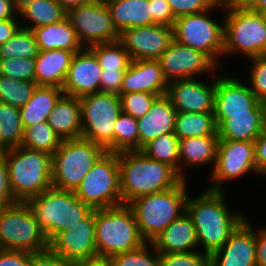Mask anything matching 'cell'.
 I'll return each instance as SVG.
<instances>
[{
    "label": "cell",
    "mask_w": 266,
    "mask_h": 266,
    "mask_svg": "<svg viewBox=\"0 0 266 266\" xmlns=\"http://www.w3.org/2000/svg\"><path fill=\"white\" fill-rule=\"evenodd\" d=\"M0 155L6 161L10 188L17 202H26L52 187V155L22 146Z\"/></svg>",
    "instance_id": "obj_3"
},
{
    "label": "cell",
    "mask_w": 266,
    "mask_h": 266,
    "mask_svg": "<svg viewBox=\"0 0 266 266\" xmlns=\"http://www.w3.org/2000/svg\"><path fill=\"white\" fill-rule=\"evenodd\" d=\"M17 15L18 6L12 0H0V20L16 19Z\"/></svg>",
    "instance_id": "obj_55"
},
{
    "label": "cell",
    "mask_w": 266,
    "mask_h": 266,
    "mask_svg": "<svg viewBox=\"0 0 266 266\" xmlns=\"http://www.w3.org/2000/svg\"><path fill=\"white\" fill-rule=\"evenodd\" d=\"M18 15L31 23L30 26L25 25L23 28L32 30L63 20L67 16V11L57 0H25L18 7Z\"/></svg>",
    "instance_id": "obj_32"
},
{
    "label": "cell",
    "mask_w": 266,
    "mask_h": 266,
    "mask_svg": "<svg viewBox=\"0 0 266 266\" xmlns=\"http://www.w3.org/2000/svg\"><path fill=\"white\" fill-rule=\"evenodd\" d=\"M73 52L68 50L39 51L35 57V83L37 86L62 88Z\"/></svg>",
    "instance_id": "obj_26"
},
{
    "label": "cell",
    "mask_w": 266,
    "mask_h": 266,
    "mask_svg": "<svg viewBox=\"0 0 266 266\" xmlns=\"http://www.w3.org/2000/svg\"><path fill=\"white\" fill-rule=\"evenodd\" d=\"M254 151V141L219 139L215 166L211 170L213 184L207 189L223 191L225 182L251 171L257 174Z\"/></svg>",
    "instance_id": "obj_14"
},
{
    "label": "cell",
    "mask_w": 266,
    "mask_h": 266,
    "mask_svg": "<svg viewBox=\"0 0 266 266\" xmlns=\"http://www.w3.org/2000/svg\"><path fill=\"white\" fill-rule=\"evenodd\" d=\"M123 204L177 186L183 178L170 165L155 161L141 150L118 153Z\"/></svg>",
    "instance_id": "obj_2"
},
{
    "label": "cell",
    "mask_w": 266,
    "mask_h": 266,
    "mask_svg": "<svg viewBox=\"0 0 266 266\" xmlns=\"http://www.w3.org/2000/svg\"><path fill=\"white\" fill-rule=\"evenodd\" d=\"M30 266H74L49 248L31 253Z\"/></svg>",
    "instance_id": "obj_50"
},
{
    "label": "cell",
    "mask_w": 266,
    "mask_h": 266,
    "mask_svg": "<svg viewBox=\"0 0 266 266\" xmlns=\"http://www.w3.org/2000/svg\"><path fill=\"white\" fill-rule=\"evenodd\" d=\"M167 81L191 79L214 71L217 65L203 52L173 40L157 59Z\"/></svg>",
    "instance_id": "obj_17"
},
{
    "label": "cell",
    "mask_w": 266,
    "mask_h": 266,
    "mask_svg": "<svg viewBox=\"0 0 266 266\" xmlns=\"http://www.w3.org/2000/svg\"><path fill=\"white\" fill-rule=\"evenodd\" d=\"M125 71L126 70H102L100 92L120 95Z\"/></svg>",
    "instance_id": "obj_48"
},
{
    "label": "cell",
    "mask_w": 266,
    "mask_h": 266,
    "mask_svg": "<svg viewBox=\"0 0 266 266\" xmlns=\"http://www.w3.org/2000/svg\"><path fill=\"white\" fill-rule=\"evenodd\" d=\"M105 3L119 34L129 28L152 25L149 0H105Z\"/></svg>",
    "instance_id": "obj_27"
},
{
    "label": "cell",
    "mask_w": 266,
    "mask_h": 266,
    "mask_svg": "<svg viewBox=\"0 0 266 266\" xmlns=\"http://www.w3.org/2000/svg\"><path fill=\"white\" fill-rule=\"evenodd\" d=\"M48 248L72 264L98 257L95 242V210L71 229L54 235L48 241Z\"/></svg>",
    "instance_id": "obj_15"
},
{
    "label": "cell",
    "mask_w": 266,
    "mask_h": 266,
    "mask_svg": "<svg viewBox=\"0 0 266 266\" xmlns=\"http://www.w3.org/2000/svg\"><path fill=\"white\" fill-rule=\"evenodd\" d=\"M187 180L161 192L130 201L141 236L151 243L170 223L186 212Z\"/></svg>",
    "instance_id": "obj_4"
},
{
    "label": "cell",
    "mask_w": 266,
    "mask_h": 266,
    "mask_svg": "<svg viewBox=\"0 0 266 266\" xmlns=\"http://www.w3.org/2000/svg\"><path fill=\"white\" fill-rule=\"evenodd\" d=\"M18 7L25 1V0H12Z\"/></svg>",
    "instance_id": "obj_60"
},
{
    "label": "cell",
    "mask_w": 266,
    "mask_h": 266,
    "mask_svg": "<svg viewBox=\"0 0 266 266\" xmlns=\"http://www.w3.org/2000/svg\"><path fill=\"white\" fill-rule=\"evenodd\" d=\"M152 9V25L162 24L173 27L175 17L167 0H149Z\"/></svg>",
    "instance_id": "obj_47"
},
{
    "label": "cell",
    "mask_w": 266,
    "mask_h": 266,
    "mask_svg": "<svg viewBox=\"0 0 266 266\" xmlns=\"http://www.w3.org/2000/svg\"><path fill=\"white\" fill-rule=\"evenodd\" d=\"M139 150L137 119L121 113L114 124V153Z\"/></svg>",
    "instance_id": "obj_39"
},
{
    "label": "cell",
    "mask_w": 266,
    "mask_h": 266,
    "mask_svg": "<svg viewBox=\"0 0 266 266\" xmlns=\"http://www.w3.org/2000/svg\"><path fill=\"white\" fill-rule=\"evenodd\" d=\"M1 154L13 147L21 146L24 128L19 108L0 102Z\"/></svg>",
    "instance_id": "obj_35"
},
{
    "label": "cell",
    "mask_w": 266,
    "mask_h": 266,
    "mask_svg": "<svg viewBox=\"0 0 266 266\" xmlns=\"http://www.w3.org/2000/svg\"><path fill=\"white\" fill-rule=\"evenodd\" d=\"M74 266H113L110 258L96 257L93 259L83 260L73 264Z\"/></svg>",
    "instance_id": "obj_57"
},
{
    "label": "cell",
    "mask_w": 266,
    "mask_h": 266,
    "mask_svg": "<svg viewBox=\"0 0 266 266\" xmlns=\"http://www.w3.org/2000/svg\"><path fill=\"white\" fill-rule=\"evenodd\" d=\"M218 142L217 132L214 135L179 139V175L184 180L186 179L184 171L181 170L183 164L194 167L213 163L212 167L214 168Z\"/></svg>",
    "instance_id": "obj_30"
},
{
    "label": "cell",
    "mask_w": 266,
    "mask_h": 266,
    "mask_svg": "<svg viewBox=\"0 0 266 266\" xmlns=\"http://www.w3.org/2000/svg\"><path fill=\"white\" fill-rule=\"evenodd\" d=\"M83 47L119 41L105 0H93L67 11L66 16Z\"/></svg>",
    "instance_id": "obj_13"
},
{
    "label": "cell",
    "mask_w": 266,
    "mask_h": 266,
    "mask_svg": "<svg viewBox=\"0 0 266 266\" xmlns=\"http://www.w3.org/2000/svg\"><path fill=\"white\" fill-rule=\"evenodd\" d=\"M214 114L248 113L259 100L250 87L234 77L217 76Z\"/></svg>",
    "instance_id": "obj_21"
},
{
    "label": "cell",
    "mask_w": 266,
    "mask_h": 266,
    "mask_svg": "<svg viewBox=\"0 0 266 266\" xmlns=\"http://www.w3.org/2000/svg\"><path fill=\"white\" fill-rule=\"evenodd\" d=\"M224 9V0H218L209 10L177 17L173 25V39L206 54L216 65L223 55L224 23L208 17L214 9Z\"/></svg>",
    "instance_id": "obj_9"
},
{
    "label": "cell",
    "mask_w": 266,
    "mask_h": 266,
    "mask_svg": "<svg viewBox=\"0 0 266 266\" xmlns=\"http://www.w3.org/2000/svg\"><path fill=\"white\" fill-rule=\"evenodd\" d=\"M224 191L207 189L195 198L187 197L186 212L196 228L198 246L211 255L229 239L231 233L246 218L241 212H230Z\"/></svg>",
    "instance_id": "obj_1"
},
{
    "label": "cell",
    "mask_w": 266,
    "mask_h": 266,
    "mask_svg": "<svg viewBox=\"0 0 266 266\" xmlns=\"http://www.w3.org/2000/svg\"><path fill=\"white\" fill-rule=\"evenodd\" d=\"M0 249L30 253L48 249V240L26 202L0 211Z\"/></svg>",
    "instance_id": "obj_12"
},
{
    "label": "cell",
    "mask_w": 266,
    "mask_h": 266,
    "mask_svg": "<svg viewBox=\"0 0 266 266\" xmlns=\"http://www.w3.org/2000/svg\"><path fill=\"white\" fill-rule=\"evenodd\" d=\"M0 75L15 80L35 82V58L0 60Z\"/></svg>",
    "instance_id": "obj_42"
},
{
    "label": "cell",
    "mask_w": 266,
    "mask_h": 266,
    "mask_svg": "<svg viewBox=\"0 0 266 266\" xmlns=\"http://www.w3.org/2000/svg\"><path fill=\"white\" fill-rule=\"evenodd\" d=\"M37 84L0 75V102L21 108L31 98Z\"/></svg>",
    "instance_id": "obj_40"
},
{
    "label": "cell",
    "mask_w": 266,
    "mask_h": 266,
    "mask_svg": "<svg viewBox=\"0 0 266 266\" xmlns=\"http://www.w3.org/2000/svg\"><path fill=\"white\" fill-rule=\"evenodd\" d=\"M26 203L48 241L57 233L71 229L93 211L74 191L54 187L30 198Z\"/></svg>",
    "instance_id": "obj_7"
},
{
    "label": "cell",
    "mask_w": 266,
    "mask_h": 266,
    "mask_svg": "<svg viewBox=\"0 0 266 266\" xmlns=\"http://www.w3.org/2000/svg\"><path fill=\"white\" fill-rule=\"evenodd\" d=\"M47 122L62 140L82 137L79 98L63 94L49 114Z\"/></svg>",
    "instance_id": "obj_28"
},
{
    "label": "cell",
    "mask_w": 266,
    "mask_h": 266,
    "mask_svg": "<svg viewBox=\"0 0 266 266\" xmlns=\"http://www.w3.org/2000/svg\"><path fill=\"white\" fill-rule=\"evenodd\" d=\"M106 149L82 137L65 139L52 155V187L75 191Z\"/></svg>",
    "instance_id": "obj_8"
},
{
    "label": "cell",
    "mask_w": 266,
    "mask_h": 266,
    "mask_svg": "<svg viewBox=\"0 0 266 266\" xmlns=\"http://www.w3.org/2000/svg\"><path fill=\"white\" fill-rule=\"evenodd\" d=\"M210 266H257L255 229L247 218L224 245L210 255Z\"/></svg>",
    "instance_id": "obj_19"
},
{
    "label": "cell",
    "mask_w": 266,
    "mask_h": 266,
    "mask_svg": "<svg viewBox=\"0 0 266 266\" xmlns=\"http://www.w3.org/2000/svg\"><path fill=\"white\" fill-rule=\"evenodd\" d=\"M223 12H226L223 22V56L236 51L248 59L266 55V19L264 15L246 9L236 0H224Z\"/></svg>",
    "instance_id": "obj_6"
},
{
    "label": "cell",
    "mask_w": 266,
    "mask_h": 266,
    "mask_svg": "<svg viewBox=\"0 0 266 266\" xmlns=\"http://www.w3.org/2000/svg\"><path fill=\"white\" fill-rule=\"evenodd\" d=\"M214 118L219 139L254 141L263 132L261 101L248 113L214 114Z\"/></svg>",
    "instance_id": "obj_22"
},
{
    "label": "cell",
    "mask_w": 266,
    "mask_h": 266,
    "mask_svg": "<svg viewBox=\"0 0 266 266\" xmlns=\"http://www.w3.org/2000/svg\"><path fill=\"white\" fill-rule=\"evenodd\" d=\"M211 82L208 85L196 78L172 80L166 95L177 112H214L216 79Z\"/></svg>",
    "instance_id": "obj_18"
},
{
    "label": "cell",
    "mask_w": 266,
    "mask_h": 266,
    "mask_svg": "<svg viewBox=\"0 0 266 266\" xmlns=\"http://www.w3.org/2000/svg\"><path fill=\"white\" fill-rule=\"evenodd\" d=\"M256 239V264L266 266V227L255 230Z\"/></svg>",
    "instance_id": "obj_53"
},
{
    "label": "cell",
    "mask_w": 266,
    "mask_h": 266,
    "mask_svg": "<svg viewBox=\"0 0 266 266\" xmlns=\"http://www.w3.org/2000/svg\"><path fill=\"white\" fill-rule=\"evenodd\" d=\"M102 68L94 53L84 47L71 60L62 89L63 93L76 98L100 92Z\"/></svg>",
    "instance_id": "obj_20"
},
{
    "label": "cell",
    "mask_w": 266,
    "mask_h": 266,
    "mask_svg": "<svg viewBox=\"0 0 266 266\" xmlns=\"http://www.w3.org/2000/svg\"><path fill=\"white\" fill-rule=\"evenodd\" d=\"M95 242L98 257L111 258L147 243L127 204L95 210Z\"/></svg>",
    "instance_id": "obj_5"
},
{
    "label": "cell",
    "mask_w": 266,
    "mask_h": 266,
    "mask_svg": "<svg viewBox=\"0 0 266 266\" xmlns=\"http://www.w3.org/2000/svg\"><path fill=\"white\" fill-rule=\"evenodd\" d=\"M17 203L9 184L8 167L5 159L0 155V211Z\"/></svg>",
    "instance_id": "obj_49"
},
{
    "label": "cell",
    "mask_w": 266,
    "mask_h": 266,
    "mask_svg": "<svg viewBox=\"0 0 266 266\" xmlns=\"http://www.w3.org/2000/svg\"><path fill=\"white\" fill-rule=\"evenodd\" d=\"M122 112L139 119L148 113L158 95L149 92L121 93L119 95Z\"/></svg>",
    "instance_id": "obj_43"
},
{
    "label": "cell",
    "mask_w": 266,
    "mask_h": 266,
    "mask_svg": "<svg viewBox=\"0 0 266 266\" xmlns=\"http://www.w3.org/2000/svg\"><path fill=\"white\" fill-rule=\"evenodd\" d=\"M173 40V28L162 24L133 27L119 34L132 60H157Z\"/></svg>",
    "instance_id": "obj_16"
},
{
    "label": "cell",
    "mask_w": 266,
    "mask_h": 266,
    "mask_svg": "<svg viewBox=\"0 0 266 266\" xmlns=\"http://www.w3.org/2000/svg\"><path fill=\"white\" fill-rule=\"evenodd\" d=\"M30 252L0 249V266H30Z\"/></svg>",
    "instance_id": "obj_51"
},
{
    "label": "cell",
    "mask_w": 266,
    "mask_h": 266,
    "mask_svg": "<svg viewBox=\"0 0 266 266\" xmlns=\"http://www.w3.org/2000/svg\"><path fill=\"white\" fill-rule=\"evenodd\" d=\"M1 127H0V154H1Z\"/></svg>",
    "instance_id": "obj_61"
},
{
    "label": "cell",
    "mask_w": 266,
    "mask_h": 266,
    "mask_svg": "<svg viewBox=\"0 0 266 266\" xmlns=\"http://www.w3.org/2000/svg\"><path fill=\"white\" fill-rule=\"evenodd\" d=\"M177 111L169 97L158 96L148 113L137 119L139 150L149 141L168 133H174Z\"/></svg>",
    "instance_id": "obj_24"
},
{
    "label": "cell",
    "mask_w": 266,
    "mask_h": 266,
    "mask_svg": "<svg viewBox=\"0 0 266 266\" xmlns=\"http://www.w3.org/2000/svg\"><path fill=\"white\" fill-rule=\"evenodd\" d=\"M82 138L114 153V124L122 113L120 97L113 93H94L79 98Z\"/></svg>",
    "instance_id": "obj_11"
},
{
    "label": "cell",
    "mask_w": 266,
    "mask_h": 266,
    "mask_svg": "<svg viewBox=\"0 0 266 266\" xmlns=\"http://www.w3.org/2000/svg\"><path fill=\"white\" fill-rule=\"evenodd\" d=\"M148 244H150V247L152 245L153 253L150 252ZM110 259L113 262V266H161L159 253L152 243H145L138 249L117 254Z\"/></svg>",
    "instance_id": "obj_41"
},
{
    "label": "cell",
    "mask_w": 266,
    "mask_h": 266,
    "mask_svg": "<svg viewBox=\"0 0 266 266\" xmlns=\"http://www.w3.org/2000/svg\"><path fill=\"white\" fill-rule=\"evenodd\" d=\"M255 164L257 174L266 175V131H263L255 140Z\"/></svg>",
    "instance_id": "obj_52"
},
{
    "label": "cell",
    "mask_w": 266,
    "mask_h": 266,
    "mask_svg": "<svg viewBox=\"0 0 266 266\" xmlns=\"http://www.w3.org/2000/svg\"><path fill=\"white\" fill-rule=\"evenodd\" d=\"M141 151L155 161L170 165L179 174V139L174 133L164 134L149 141Z\"/></svg>",
    "instance_id": "obj_36"
},
{
    "label": "cell",
    "mask_w": 266,
    "mask_h": 266,
    "mask_svg": "<svg viewBox=\"0 0 266 266\" xmlns=\"http://www.w3.org/2000/svg\"><path fill=\"white\" fill-rule=\"evenodd\" d=\"M261 104H262L263 131H266V100L262 101Z\"/></svg>",
    "instance_id": "obj_59"
},
{
    "label": "cell",
    "mask_w": 266,
    "mask_h": 266,
    "mask_svg": "<svg viewBox=\"0 0 266 266\" xmlns=\"http://www.w3.org/2000/svg\"><path fill=\"white\" fill-rule=\"evenodd\" d=\"M174 17L190 15L209 10L218 0H167Z\"/></svg>",
    "instance_id": "obj_46"
},
{
    "label": "cell",
    "mask_w": 266,
    "mask_h": 266,
    "mask_svg": "<svg viewBox=\"0 0 266 266\" xmlns=\"http://www.w3.org/2000/svg\"><path fill=\"white\" fill-rule=\"evenodd\" d=\"M88 48L96 56L102 70H127L132 61L120 41L94 44Z\"/></svg>",
    "instance_id": "obj_37"
},
{
    "label": "cell",
    "mask_w": 266,
    "mask_h": 266,
    "mask_svg": "<svg viewBox=\"0 0 266 266\" xmlns=\"http://www.w3.org/2000/svg\"><path fill=\"white\" fill-rule=\"evenodd\" d=\"M74 193L93 210L122 205L118 153L105 152Z\"/></svg>",
    "instance_id": "obj_10"
},
{
    "label": "cell",
    "mask_w": 266,
    "mask_h": 266,
    "mask_svg": "<svg viewBox=\"0 0 266 266\" xmlns=\"http://www.w3.org/2000/svg\"><path fill=\"white\" fill-rule=\"evenodd\" d=\"M214 112H177L174 134L178 139L214 135Z\"/></svg>",
    "instance_id": "obj_33"
},
{
    "label": "cell",
    "mask_w": 266,
    "mask_h": 266,
    "mask_svg": "<svg viewBox=\"0 0 266 266\" xmlns=\"http://www.w3.org/2000/svg\"><path fill=\"white\" fill-rule=\"evenodd\" d=\"M61 137L52 129L47 121H43L24 129L22 147L46 152L50 155L60 147Z\"/></svg>",
    "instance_id": "obj_34"
},
{
    "label": "cell",
    "mask_w": 266,
    "mask_h": 266,
    "mask_svg": "<svg viewBox=\"0 0 266 266\" xmlns=\"http://www.w3.org/2000/svg\"><path fill=\"white\" fill-rule=\"evenodd\" d=\"M63 94V89L59 87L36 86L31 98L19 108L23 128L47 121L49 114Z\"/></svg>",
    "instance_id": "obj_31"
},
{
    "label": "cell",
    "mask_w": 266,
    "mask_h": 266,
    "mask_svg": "<svg viewBox=\"0 0 266 266\" xmlns=\"http://www.w3.org/2000/svg\"><path fill=\"white\" fill-rule=\"evenodd\" d=\"M248 10L258 13L266 12V0H236Z\"/></svg>",
    "instance_id": "obj_56"
},
{
    "label": "cell",
    "mask_w": 266,
    "mask_h": 266,
    "mask_svg": "<svg viewBox=\"0 0 266 266\" xmlns=\"http://www.w3.org/2000/svg\"><path fill=\"white\" fill-rule=\"evenodd\" d=\"M151 243L158 253L196 251L198 240L196 228L191 217L187 212H184L178 219L170 223Z\"/></svg>",
    "instance_id": "obj_25"
},
{
    "label": "cell",
    "mask_w": 266,
    "mask_h": 266,
    "mask_svg": "<svg viewBox=\"0 0 266 266\" xmlns=\"http://www.w3.org/2000/svg\"><path fill=\"white\" fill-rule=\"evenodd\" d=\"M251 64L250 83L251 91L259 101L266 100V55L249 58Z\"/></svg>",
    "instance_id": "obj_45"
},
{
    "label": "cell",
    "mask_w": 266,
    "mask_h": 266,
    "mask_svg": "<svg viewBox=\"0 0 266 266\" xmlns=\"http://www.w3.org/2000/svg\"><path fill=\"white\" fill-rule=\"evenodd\" d=\"M20 27L16 19L0 20V45L13 37Z\"/></svg>",
    "instance_id": "obj_54"
},
{
    "label": "cell",
    "mask_w": 266,
    "mask_h": 266,
    "mask_svg": "<svg viewBox=\"0 0 266 266\" xmlns=\"http://www.w3.org/2000/svg\"><path fill=\"white\" fill-rule=\"evenodd\" d=\"M60 5L66 10H70L72 8L78 7L80 5H84L90 3L93 0H57Z\"/></svg>",
    "instance_id": "obj_58"
},
{
    "label": "cell",
    "mask_w": 266,
    "mask_h": 266,
    "mask_svg": "<svg viewBox=\"0 0 266 266\" xmlns=\"http://www.w3.org/2000/svg\"><path fill=\"white\" fill-rule=\"evenodd\" d=\"M6 43L0 45V60L10 58H35L39 52L32 30L23 28Z\"/></svg>",
    "instance_id": "obj_38"
},
{
    "label": "cell",
    "mask_w": 266,
    "mask_h": 266,
    "mask_svg": "<svg viewBox=\"0 0 266 266\" xmlns=\"http://www.w3.org/2000/svg\"><path fill=\"white\" fill-rule=\"evenodd\" d=\"M32 32L39 51L60 49L75 54L84 48L67 17L50 25L36 27Z\"/></svg>",
    "instance_id": "obj_29"
},
{
    "label": "cell",
    "mask_w": 266,
    "mask_h": 266,
    "mask_svg": "<svg viewBox=\"0 0 266 266\" xmlns=\"http://www.w3.org/2000/svg\"><path fill=\"white\" fill-rule=\"evenodd\" d=\"M167 88L168 81L158 60H132L123 75L121 93L149 92L161 96Z\"/></svg>",
    "instance_id": "obj_23"
},
{
    "label": "cell",
    "mask_w": 266,
    "mask_h": 266,
    "mask_svg": "<svg viewBox=\"0 0 266 266\" xmlns=\"http://www.w3.org/2000/svg\"><path fill=\"white\" fill-rule=\"evenodd\" d=\"M161 266H210V255L204 252L159 253Z\"/></svg>",
    "instance_id": "obj_44"
}]
</instances>
